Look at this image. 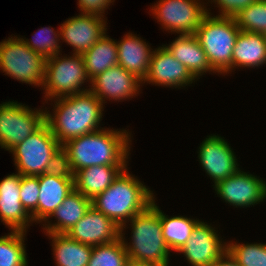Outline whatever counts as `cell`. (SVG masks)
Listing matches in <instances>:
<instances>
[{
    "instance_id": "16",
    "label": "cell",
    "mask_w": 266,
    "mask_h": 266,
    "mask_svg": "<svg viewBox=\"0 0 266 266\" xmlns=\"http://www.w3.org/2000/svg\"><path fill=\"white\" fill-rule=\"evenodd\" d=\"M66 235L82 244L98 246L119 239L120 227L91 205L83 218Z\"/></svg>"
},
{
    "instance_id": "36",
    "label": "cell",
    "mask_w": 266,
    "mask_h": 266,
    "mask_svg": "<svg viewBox=\"0 0 266 266\" xmlns=\"http://www.w3.org/2000/svg\"><path fill=\"white\" fill-rule=\"evenodd\" d=\"M114 0H78L81 14L97 15L104 18V12Z\"/></svg>"
},
{
    "instance_id": "20",
    "label": "cell",
    "mask_w": 266,
    "mask_h": 266,
    "mask_svg": "<svg viewBox=\"0 0 266 266\" xmlns=\"http://www.w3.org/2000/svg\"><path fill=\"white\" fill-rule=\"evenodd\" d=\"M121 41L116 42L118 65L122 66L142 82L149 71L153 49L140 37L128 33Z\"/></svg>"
},
{
    "instance_id": "7",
    "label": "cell",
    "mask_w": 266,
    "mask_h": 266,
    "mask_svg": "<svg viewBox=\"0 0 266 266\" xmlns=\"http://www.w3.org/2000/svg\"><path fill=\"white\" fill-rule=\"evenodd\" d=\"M46 59L30 49L20 37L0 42V68L5 75L30 85L44 82Z\"/></svg>"
},
{
    "instance_id": "9",
    "label": "cell",
    "mask_w": 266,
    "mask_h": 266,
    "mask_svg": "<svg viewBox=\"0 0 266 266\" xmlns=\"http://www.w3.org/2000/svg\"><path fill=\"white\" fill-rule=\"evenodd\" d=\"M46 110H32L22 103L0 104V146L7 151L23 142L45 123Z\"/></svg>"
},
{
    "instance_id": "19",
    "label": "cell",
    "mask_w": 266,
    "mask_h": 266,
    "mask_svg": "<svg viewBox=\"0 0 266 266\" xmlns=\"http://www.w3.org/2000/svg\"><path fill=\"white\" fill-rule=\"evenodd\" d=\"M39 180V199L37 209L31 214L33 222H45L61 205L64 199L73 192L74 178H60L42 174Z\"/></svg>"
},
{
    "instance_id": "4",
    "label": "cell",
    "mask_w": 266,
    "mask_h": 266,
    "mask_svg": "<svg viewBox=\"0 0 266 266\" xmlns=\"http://www.w3.org/2000/svg\"><path fill=\"white\" fill-rule=\"evenodd\" d=\"M129 221L132 227V242H126L125 234L120 232L128 258L157 266H169L171 251L163 238L160 209L156 205L155 199L144 211Z\"/></svg>"
},
{
    "instance_id": "22",
    "label": "cell",
    "mask_w": 266,
    "mask_h": 266,
    "mask_svg": "<svg viewBox=\"0 0 266 266\" xmlns=\"http://www.w3.org/2000/svg\"><path fill=\"white\" fill-rule=\"evenodd\" d=\"M127 165H101L80 169L74 174L75 190L89 199L104 192Z\"/></svg>"
},
{
    "instance_id": "3",
    "label": "cell",
    "mask_w": 266,
    "mask_h": 266,
    "mask_svg": "<svg viewBox=\"0 0 266 266\" xmlns=\"http://www.w3.org/2000/svg\"><path fill=\"white\" fill-rule=\"evenodd\" d=\"M134 177L126 168L104 192L92 199V206L120 227V232L155 199L153 192Z\"/></svg>"
},
{
    "instance_id": "24",
    "label": "cell",
    "mask_w": 266,
    "mask_h": 266,
    "mask_svg": "<svg viewBox=\"0 0 266 266\" xmlns=\"http://www.w3.org/2000/svg\"><path fill=\"white\" fill-rule=\"evenodd\" d=\"M266 64V35L239 31L232 53V70Z\"/></svg>"
},
{
    "instance_id": "26",
    "label": "cell",
    "mask_w": 266,
    "mask_h": 266,
    "mask_svg": "<svg viewBox=\"0 0 266 266\" xmlns=\"http://www.w3.org/2000/svg\"><path fill=\"white\" fill-rule=\"evenodd\" d=\"M89 81L107 69L118 65L116 40L106 33L84 54H82Z\"/></svg>"
},
{
    "instance_id": "28",
    "label": "cell",
    "mask_w": 266,
    "mask_h": 266,
    "mask_svg": "<svg viewBox=\"0 0 266 266\" xmlns=\"http://www.w3.org/2000/svg\"><path fill=\"white\" fill-rule=\"evenodd\" d=\"M25 235L26 232L11 231L0 237V266H28Z\"/></svg>"
},
{
    "instance_id": "2",
    "label": "cell",
    "mask_w": 266,
    "mask_h": 266,
    "mask_svg": "<svg viewBox=\"0 0 266 266\" xmlns=\"http://www.w3.org/2000/svg\"><path fill=\"white\" fill-rule=\"evenodd\" d=\"M53 115L46 110L45 122L61 145L70 139L98 130L104 110L103 103L91 92L57 98Z\"/></svg>"
},
{
    "instance_id": "18",
    "label": "cell",
    "mask_w": 266,
    "mask_h": 266,
    "mask_svg": "<svg viewBox=\"0 0 266 266\" xmlns=\"http://www.w3.org/2000/svg\"><path fill=\"white\" fill-rule=\"evenodd\" d=\"M21 176L12 173L0 181V220L11 231L26 232L33 219L20 201Z\"/></svg>"
},
{
    "instance_id": "31",
    "label": "cell",
    "mask_w": 266,
    "mask_h": 266,
    "mask_svg": "<svg viewBox=\"0 0 266 266\" xmlns=\"http://www.w3.org/2000/svg\"><path fill=\"white\" fill-rule=\"evenodd\" d=\"M227 251L241 266H266V244L230 242Z\"/></svg>"
},
{
    "instance_id": "11",
    "label": "cell",
    "mask_w": 266,
    "mask_h": 266,
    "mask_svg": "<svg viewBox=\"0 0 266 266\" xmlns=\"http://www.w3.org/2000/svg\"><path fill=\"white\" fill-rule=\"evenodd\" d=\"M214 189L224 202L236 208L252 207L266 200V182L241 170L218 182Z\"/></svg>"
},
{
    "instance_id": "32",
    "label": "cell",
    "mask_w": 266,
    "mask_h": 266,
    "mask_svg": "<svg viewBox=\"0 0 266 266\" xmlns=\"http://www.w3.org/2000/svg\"><path fill=\"white\" fill-rule=\"evenodd\" d=\"M35 35V36H34ZM33 35L32 40L21 38L22 41L34 52L40 54L45 59L56 55L60 52L59 41L60 31H56L51 27H43ZM26 39V40H25Z\"/></svg>"
},
{
    "instance_id": "30",
    "label": "cell",
    "mask_w": 266,
    "mask_h": 266,
    "mask_svg": "<svg viewBox=\"0 0 266 266\" xmlns=\"http://www.w3.org/2000/svg\"><path fill=\"white\" fill-rule=\"evenodd\" d=\"M234 19L241 31L266 35V0H257L240 10Z\"/></svg>"
},
{
    "instance_id": "38",
    "label": "cell",
    "mask_w": 266,
    "mask_h": 266,
    "mask_svg": "<svg viewBox=\"0 0 266 266\" xmlns=\"http://www.w3.org/2000/svg\"><path fill=\"white\" fill-rule=\"evenodd\" d=\"M125 266H157V265L152 264V263L143 262V261H135V260L128 258Z\"/></svg>"
},
{
    "instance_id": "15",
    "label": "cell",
    "mask_w": 266,
    "mask_h": 266,
    "mask_svg": "<svg viewBox=\"0 0 266 266\" xmlns=\"http://www.w3.org/2000/svg\"><path fill=\"white\" fill-rule=\"evenodd\" d=\"M105 18L97 15L79 14L61 24L60 39L74 48V54H84L105 33Z\"/></svg>"
},
{
    "instance_id": "14",
    "label": "cell",
    "mask_w": 266,
    "mask_h": 266,
    "mask_svg": "<svg viewBox=\"0 0 266 266\" xmlns=\"http://www.w3.org/2000/svg\"><path fill=\"white\" fill-rule=\"evenodd\" d=\"M90 91L104 104L105 99L121 101L139 94L143 84L135 75L116 65L98 74L90 81Z\"/></svg>"
},
{
    "instance_id": "17",
    "label": "cell",
    "mask_w": 266,
    "mask_h": 266,
    "mask_svg": "<svg viewBox=\"0 0 266 266\" xmlns=\"http://www.w3.org/2000/svg\"><path fill=\"white\" fill-rule=\"evenodd\" d=\"M193 81L195 82V78L186 66L175 59L164 45L153 50L149 71L143 83L181 88Z\"/></svg>"
},
{
    "instance_id": "5",
    "label": "cell",
    "mask_w": 266,
    "mask_h": 266,
    "mask_svg": "<svg viewBox=\"0 0 266 266\" xmlns=\"http://www.w3.org/2000/svg\"><path fill=\"white\" fill-rule=\"evenodd\" d=\"M207 14L195 36L206 53L211 68L218 74L232 70V53L240 31L234 17Z\"/></svg>"
},
{
    "instance_id": "33",
    "label": "cell",
    "mask_w": 266,
    "mask_h": 266,
    "mask_svg": "<svg viewBox=\"0 0 266 266\" xmlns=\"http://www.w3.org/2000/svg\"><path fill=\"white\" fill-rule=\"evenodd\" d=\"M39 189L38 176H21L20 201L30 215L37 209Z\"/></svg>"
},
{
    "instance_id": "21",
    "label": "cell",
    "mask_w": 266,
    "mask_h": 266,
    "mask_svg": "<svg viewBox=\"0 0 266 266\" xmlns=\"http://www.w3.org/2000/svg\"><path fill=\"white\" fill-rule=\"evenodd\" d=\"M168 51L182 63L195 79L206 72L216 73L210 66L206 53L194 34L179 35L168 46Z\"/></svg>"
},
{
    "instance_id": "23",
    "label": "cell",
    "mask_w": 266,
    "mask_h": 266,
    "mask_svg": "<svg viewBox=\"0 0 266 266\" xmlns=\"http://www.w3.org/2000/svg\"><path fill=\"white\" fill-rule=\"evenodd\" d=\"M91 205V199L74 189L45 221V225L43 224L45 227H43L44 231L46 233L66 234L81 218H83ZM51 217H55L57 222L52 224L51 221H48Z\"/></svg>"
},
{
    "instance_id": "10",
    "label": "cell",
    "mask_w": 266,
    "mask_h": 266,
    "mask_svg": "<svg viewBox=\"0 0 266 266\" xmlns=\"http://www.w3.org/2000/svg\"><path fill=\"white\" fill-rule=\"evenodd\" d=\"M201 0H159L152 6L161 26L180 35L195 34L203 18L210 14Z\"/></svg>"
},
{
    "instance_id": "1",
    "label": "cell",
    "mask_w": 266,
    "mask_h": 266,
    "mask_svg": "<svg viewBox=\"0 0 266 266\" xmlns=\"http://www.w3.org/2000/svg\"><path fill=\"white\" fill-rule=\"evenodd\" d=\"M130 132L121 129L101 130L70 139L62 145L69 154L74 174L84 168L101 165H127Z\"/></svg>"
},
{
    "instance_id": "35",
    "label": "cell",
    "mask_w": 266,
    "mask_h": 266,
    "mask_svg": "<svg viewBox=\"0 0 266 266\" xmlns=\"http://www.w3.org/2000/svg\"><path fill=\"white\" fill-rule=\"evenodd\" d=\"M257 0H211L217 7H219L220 13L216 16L222 17H235V15L242 9L255 3Z\"/></svg>"
},
{
    "instance_id": "25",
    "label": "cell",
    "mask_w": 266,
    "mask_h": 266,
    "mask_svg": "<svg viewBox=\"0 0 266 266\" xmlns=\"http://www.w3.org/2000/svg\"><path fill=\"white\" fill-rule=\"evenodd\" d=\"M52 239L57 266H88L93 246L82 244L66 234L46 233Z\"/></svg>"
},
{
    "instance_id": "6",
    "label": "cell",
    "mask_w": 266,
    "mask_h": 266,
    "mask_svg": "<svg viewBox=\"0 0 266 266\" xmlns=\"http://www.w3.org/2000/svg\"><path fill=\"white\" fill-rule=\"evenodd\" d=\"M59 55L61 54L57 53L46 59L42 85L46 99L64 98L90 91L87 88L81 89L82 84L85 85L84 82L89 80L82 55L74 53L70 57Z\"/></svg>"
},
{
    "instance_id": "37",
    "label": "cell",
    "mask_w": 266,
    "mask_h": 266,
    "mask_svg": "<svg viewBox=\"0 0 266 266\" xmlns=\"http://www.w3.org/2000/svg\"><path fill=\"white\" fill-rule=\"evenodd\" d=\"M211 266H241L228 251L217 261H215Z\"/></svg>"
},
{
    "instance_id": "34",
    "label": "cell",
    "mask_w": 266,
    "mask_h": 266,
    "mask_svg": "<svg viewBox=\"0 0 266 266\" xmlns=\"http://www.w3.org/2000/svg\"><path fill=\"white\" fill-rule=\"evenodd\" d=\"M45 174L60 178H74L69 154L63 149V147H61L47 163Z\"/></svg>"
},
{
    "instance_id": "29",
    "label": "cell",
    "mask_w": 266,
    "mask_h": 266,
    "mask_svg": "<svg viewBox=\"0 0 266 266\" xmlns=\"http://www.w3.org/2000/svg\"><path fill=\"white\" fill-rule=\"evenodd\" d=\"M128 259L122 238L116 241L93 246L88 266H125Z\"/></svg>"
},
{
    "instance_id": "27",
    "label": "cell",
    "mask_w": 266,
    "mask_h": 266,
    "mask_svg": "<svg viewBox=\"0 0 266 266\" xmlns=\"http://www.w3.org/2000/svg\"><path fill=\"white\" fill-rule=\"evenodd\" d=\"M160 222L163 238L170 251L180 250L190 238L193 229L200 220L190 219L184 216L168 217L160 210Z\"/></svg>"
},
{
    "instance_id": "12",
    "label": "cell",
    "mask_w": 266,
    "mask_h": 266,
    "mask_svg": "<svg viewBox=\"0 0 266 266\" xmlns=\"http://www.w3.org/2000/svg\"><path fill=\"white\" fill-rule=\"evenodd\" d=\"M198 150L201 166L213 180V186L240 170L234 151L221 136H207Z\"/></svg>"
},
{
    "instance_id": "13",
    "label": "cell",
    "mask_w": 266,
    "mask_h": 266,
    "mask_svg": "<svg viewBox=\"0 0 266 266\" xmlns=\"http://www.w3.org/2000/svg\"><path fill=\"white\" fill-rule=\"evenodd\" d=\"M218 236L212 226L200 221L186 244L177 252L183 253L192 266H211L227 251V244Z\"/></svg>"
},
{
    "instance_id": "8",
    "label": "cell",
    "mask_w": 266,
    "mask_h": 266,
    "mask_svg": "<svg viewBox=\"0 0 266 266\" xmlns=\"http://www.w3.org/2000/svg\"><path fill=\"white\" fill-rule=\"evenodd\" d=\"M61 147L62 145L45 122L9 152L14 156V163L19 174L39 176L45 173L47 163Z\"/></svg>"
}]
</instances>
